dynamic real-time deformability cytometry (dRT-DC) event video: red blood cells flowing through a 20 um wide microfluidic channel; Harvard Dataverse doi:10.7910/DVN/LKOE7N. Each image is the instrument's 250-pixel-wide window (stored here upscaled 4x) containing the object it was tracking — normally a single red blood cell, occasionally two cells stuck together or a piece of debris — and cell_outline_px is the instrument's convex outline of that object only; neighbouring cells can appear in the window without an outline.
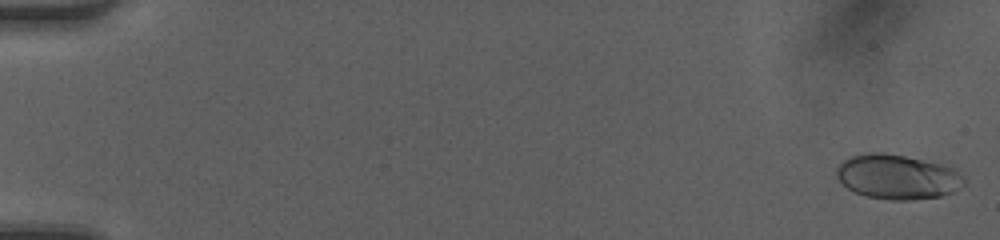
{"species": "human", "species_latin": "Homo sapiens", "temperature_condition": "room temperature", "stored_images_in_passage": 49, "camera_frame_rate_fps": 3000, "um_per_image_px": 0.085, "donor": {"sex": "female"}, "frame": {"image": 1, "passage_image": 1, "time_ms": 0.0, "image_size_px": [1000, 240], "cell_outline_px": [[968, 180], [964, 184], [952, 192], [940, 196], [908, 200], [888, 200], [868, 196], [856, 192], [848, 188], [836, 176], [836, 168], [844, 160], [852, 156], [868, 152], [884, 152], [948, 164]], "centroid_in_image_um": [76.32, 15.01], "position_along_channel_um": 8.7, "area_um2": 33.35}}
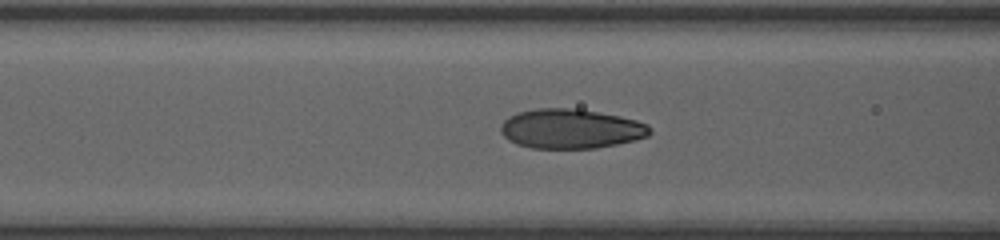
{"frame": {"image": 2, "passage_image": 21, "time_ms": 6.667, "image_size_px": [1000, 240], "cell_outline_px": [[652, 132], [648, 136], [636, 140], [596, 148], [532, 148], [516, 144], [508, 140], [500, 132], [500, 124], [508, 116], [516, 112], [536, 108], [576, 108], [620, 116], [636, 120], [648, 124], [652, 128]], "centroid_in_image_um": [48.51, 10.94], "position_along_channel_um": 118.1, "area_um2": 34.74}}
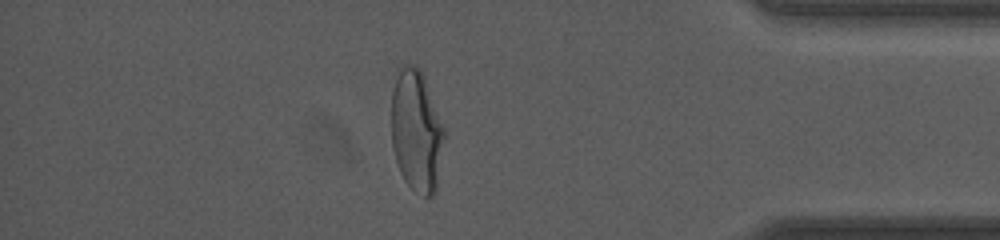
{"frame": {"image": 3, "passage_image": 43, "time_ms": 14.0, "image_size_px": [1000, 240], "cell_outline_px": [[444, 136], [436, 192], [432, 196], [424, 196], [412, 188], [404, 180], [400, 172], [392, 148], [392, 92], [400, 64], [412, 64], [420, 68], [424, 76], [444, 128]], "centroid_in_image_um": [35.39, 11.11], "position_along_channel_um": 399.8, "area_um2": 37.34}, "authors_computed_cell_mechanics": {"area_um2": 33.4084, "velocity_mm_per_s": 4.2257, "shape_relaxation_time_tau1_ms": 4.6961, "shape_relaxation_time_tau2_ms": null, "deformation_change_tau1": 0.2023, "deformation_change_tau2": null}}